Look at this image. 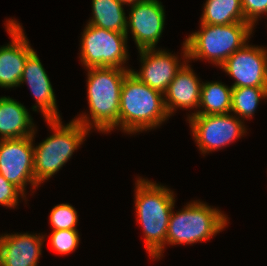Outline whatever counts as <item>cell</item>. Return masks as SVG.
I'll return each instance as SVG.
<instances>
[{"label": "cell", "mask_w": 267, "mask_h": 266, "mask_svg": "<svg viewBox=\"0 0 267 266\" xmlns=\"http://www.w3.org/2000/svg\"><path fill=\"white\" fill-rule=\"evenodd\" d=\"M232 86L219 81L202 82L200 104L192 115H218L231 113Z\"/></svg>", "instance_id": "18"}, {"label": "cell", "mask_w": 267, "mask_h": 266, "mask_svg": "<svg viewBox=\"0 0 267 266\" xmlns=\"http://www.w3.org/2000/svg\"><path fill=\"white\" fill-rule=\"evenodd\" d=\"M35 128L23 104L9 96L0 97V140L33 136Z\"/></svg>", "instance_id": "17"}, {"label": "cell", "mask_w": 267, "mask_h": 266, "mask_svg": "<svg viewBox=\"0 0 267 266\" xmlns=\"http://www.w3.org/2000/svg\"><path fill=\"white\" fill-rule=\"evenodd\" d=\"M170 118L164 94L152 89L129 73L122 84L119 105V129L136 134L160 127Z\"/></svg>", "instance_id": "3"}, {"label": "cell", "mask_w": 267, "mask_h": 266, "mask_svg": "<svg viewBox=\"0 0 267 266\" xmlns=\"http://www.w3.org/2000/svg\"><path fill=\"white\" fill-rule=\"evenodd\" d=\"M126 21V35L131 33L137 50L154 49L162 36L165 10L159 0H143L130 5ZM130 30V31H129Z\"/></svg>", "instance_id": "11"}, {"label": "cell", "mask_w": 267, "mask_h": 266, "mask_svg": "<svg viewBox=\"0 0 267 266\" xmlns=\"http://www.w3.org/2000/svg\"><path fill=\"white\" fill-rule=\"evenodd\" d=\"M62 119H45L53 134L34 147V177L39 187L53 177L84 143L90 130L72 119L63 124Z\"/></svg>", "instance_id": "4"}, {"label": "cell", "mask_w": 267, "mask_h": 266, "mask_svg": "<svg viewBox=\"0 0 267 266\" xmlns=\"http://www.w3.org/2000/svg\"><path fill=\"white\" fill-rule=\"evenodd\" d=\"M26 200V195L14 184L8 182L0 174V205L7 208H16L19 198Z\"/></svg>", "instance_id": "24"}, {"label": "cell", "mask_w": 267, "mask_h": 266, "mask_svg": "<svg viewBox=\"0 0 267 266\" xmlns=\"http://www.w3.org/2000/svg\"><path fill=\"white\" fill-rule=\"evenodd\" d=\"M24 82L29 86L30 92L36 100L32 106L34 112L39 110L44 119H62L58 111L54 89L35 50L26 60L19 86Z\"/></svg>", "instance_id": "14"}, {"label": "cell", "mask_w": 267, "mask_h": 266, "mask_svg": "<svg viewBox=\"0 0 267 266\" xmlns=\"http://www.w3.org/2000/svg\"><path fill=\"white\" fill-rule=\"evenodd\" d=\"M181 51V54H183L181 55L183 57L182 63L179 56H175L164 49L139 50L141 69L138 72L131 68L130 73L139 81L164 94L177 72L188 61V50L185 41Z\"/></svg>", "instance_id": "10"}, {"label": "cell", "mask_w": 267, "mask_h": 266, "mask_svg": "<svg viewBox=\"0 0 267 266\" xmlns=\"http://www.w3.org/2000/svg\"><path fill=\"white\" fill-rule=\"evenodd\" d=\"M11 42L0 47V87H18L28 56L34 51L22 25L9 19L5 24Z\"/></svg>", "instance_id": "13"}, {"label": "cell", "mask_w": 267, "mask_h": 266, "mask_svg": "<svg viewBox=\"0 0 267 266\" xmlns=\"http://www.w3.org/2000/svg\"><path fill=\"white\" fill-rule=\"evenodd\" d=\"M187 120L202 155L220 150L247 133L244 120L232 113L192 115Z\"/></svg>", "instance_id": "8"}, {"label": "cell", "mask_w": 267, "mask_h": 266, "mask_svg": "<svg viewBox=\"0 0 267 266\" xmlns=\"http://www.w3.org/2000/svg\"><path fill=\"white\" fill-rule=\"evenodd\" d=\"M182 210H172L168 230L167 245L195 244L208 241L228 225V215L208 206L200 200H192Z\"/></svg>", "instance_id": "6"}, {"label": "cell", "mask_w": 267, "mask_h": 266, "mask_svg": "<svg viewBox=\"0 0 267 266\" xmlns=\"http://www.w3.org/2000/svg\"><path fill=\"white\" fill-rule=\"evenodd\" d=\"M135 184L136 221L143 229L149 257L160 260L167 245V230L175 206V194L170 188L145 178L138 177Z\"/></svg>", "instance_id": "1"}, {"label": "cell", "mask_w": 267, "mask_h": 266, "mask_svg": "<svg viewBox=\"0 0 267 266\" xmlns=\"http://www.w3.org/2000/svg\"><path fill=\"white\" fill-rule=\"evenodd\" d=\"M203 5L201 23L228 25L236 22H246L241 0H206Z\"/></svg>", "instance_id": "20"}, {"label": "cell", "mask_w": 267, "mask_h": 266, "mask_svg": "<svg viewBox=\"0 0 267 266\" xmlns=\"http://www.w3.org/2000/svg\"><path fill=\"white\" fill-rule=\"evenodd\" d=\"M33 136L0 140V174L26 194L29 184L32 190L38 188L34 177Z\"/></svg>", "instance_id": "9"}, {"label": "cell", "mask_w": 267, "mask_h": 266, "mask_svg": "<svg viewBox=\"0 0 267 266\" xmlns=\"http://www.w3.org/2000/svg\"><path fill=\"white\" fill-rule=\"evenodd\" d=\"M245 21L253 27L261 14L267 16V0H241Z\"/></svg>", "instance_id": "25"}, {"label": "cell", "mask_w": 267, "mask_h": 266, "mask_svg": "<svg viewBox=\"0 0 267 266\" xmlns=\"http://www.w3.org/2000/svg\"><path fill=\"white\" fill-rule=\"evenodd\" d=\"M78 230H52L50 245L52 249L61 255H67L77 249L80 238Z\"/></svg>", "instance_id": "23"}, {"label": "cell", "mask_w": 267, "mask_h": 266, "mask_svg": "<svg viewBox=\"0 0 267 266\" xmlns=\"http://www.w3.org/2000/svg\"><path fill=\"white\" fill-rule=\"evenodd\" d=\"M126 33H119L86 24L80 39V62L86 69L117 67L130 70ZM124 66V67H123Z\"/></svg>", "instance_id": "7"}, {"label": "cell", "mask_w": 267, "mask_h": 266, "mask_svg": "<svg viewBox=\"0 0 267 266\" xmlns=\"http://www.w3.org/2000/svg\"><path fill=\"white\" fill-rule=\"evenodd\" d=\"M122 4H126L127 6L129 5H133V4H135V3H137V2H141V1H143V0H119Z\"/></svg>", "instance_id": "26"}, {"label": "cell", "mask_w": 267, "mask_h": 266, "mask_svg": "<svg viewBox=\"0 0 267 266\" xmlns=\"http://www.w3.org/2000/svg\"><path fill=\"white\" fill-rule=\"evenodd\" d=\"M125 5L119 0H92V17L87 24L109 31L126 33Z\"/></svg>", "instance_id": "19"}, {"label": "cell", "mask_w": 267, "mask_h": 266, "mask_svg": "<svg viewBox=\"0 0 267 266\" xmlns=\"http://www.w3.org/2000/svg\"><path fill=\"white\" fill-rule=\"evenodd\" d=\"M87 71V101L89 115L75 118L89 130L110 133L119 127L120 92L130 70L117 67L89 68Z\"/></svg>", "instance_id": "2"}, {"label": "cell", "mask_w": 267, "mask_h": 266, "mask_svg": "<svg viewBox=\"0 0 267 266\" xmlns=\"http://www.w3.org/2000/svg\"><path fill=\"white\" fill-rule=\"evenodd\" d=\"M190 61H187L177 72L164 93V102L169 116L174 115L176 109L199 108L201 95V79L194 73Z\"/></svg>", "instance_id": "16"}, {"label": "cell", "mask_w": 267, "mask_h": 266, "mask_svg": "<svg viewBox=\"0 0 267 266\" xmlns=\"http://www.w3.org/2000/svg\"><path fill=\"white\" fill-rule=\"evenodd\" d=\"M253 29L248 22L228 25L200 23V29L185 39L188 61L205 59L220 68L229 56L249 42Z\"/></svg>", "instance_id": "5"}, {"label": "cell", "mask_w": 267, "mask_h": 266, "mask_svg": "<svg viewBox=\"0 0 267 266\" xmlns=\"http://www.w3.org/2000/svg\"><path fill=\"white\" fill-rule=\"evenodd\" d=\"M235 81L232 87H267V49L246 43L220 66Z\"/></svg>", "instance_id": "12"}, {"label": "cell", "mask_w": 267, "mask_h": 266, "mask_svg": "<svg viewBox=\"0 0 267 266\" xmlns=\"http://www.w3.org/2000/svg\"><path fill=\"white\" fill-rule=\"evenodd\" d=\"M44 239L42 233L0 235V266H38Z\"/></svg>", "instance_id": "15"}, {"label": "cell", "mask_w": 267, "mask_h": 266, "mask_svg": "<svg viewBox=\"0 0 267 266\" xmlns=\"http://www.w3.org/2000/svg\"><path fill=\"white\" fill-rule=\"evenodd\" d=\"M77 214L76 209L71 204H57L52 208L49 215L52 230H77Z\"/></svg>", "instance_id": "22"}, {"label": "cell", "mask_w": 267, "mask_h": 266, "mask_svg": "<svg viewBox=\"0 0 267 266\" xmlns=\"http://www.w3.org/2000/svg\"><path fill=\"white\" fill-rule=\"evenodd\" d=\"M267 99V87H233L231 113L241 120L251 119L261 100Z\"/></svg>", "instance_id": "21"}]
</instances>
